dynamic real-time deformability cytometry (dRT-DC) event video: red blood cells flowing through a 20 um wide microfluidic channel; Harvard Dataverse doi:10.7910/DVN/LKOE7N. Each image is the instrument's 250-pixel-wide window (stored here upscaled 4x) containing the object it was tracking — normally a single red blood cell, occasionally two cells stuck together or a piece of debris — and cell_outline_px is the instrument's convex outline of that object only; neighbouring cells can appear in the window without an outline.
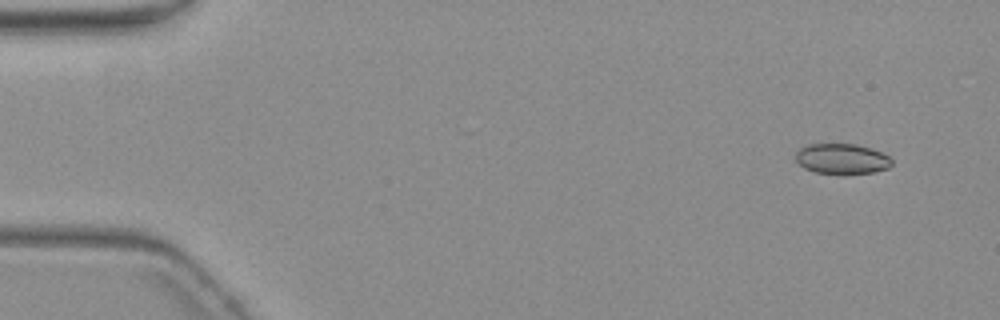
{"species": "common noctule bat (a hibernating species)", "species_latin": "Nyctalus noctula", "temperature_condition": "warm", "stored_images_in_passage": 6, "camera_frame_rate_fps": 3000, "um_per_image_px": 0.085, "animal": {"sex": "female", "body_mass_g": 19.3, "forearm_length_mm": 54.1}, "frame": {"image": 1, "passage_image": 2, "time_ms": 1.333, "image_size_px": [1000, 320], "cell_outline_px": [[892, 164], [888, 168], [872, 172], [844, 176], [816, 172], [804, 168], [796, 160], [796, 152], [800, 148], [808, 144], [856, 144], [872, 148], [888, 156], [892, 160]], "centroid_in_image_um": [71.57, 13.52], "position_along_channel_um": 13.4, "area_um2": 17.34}}
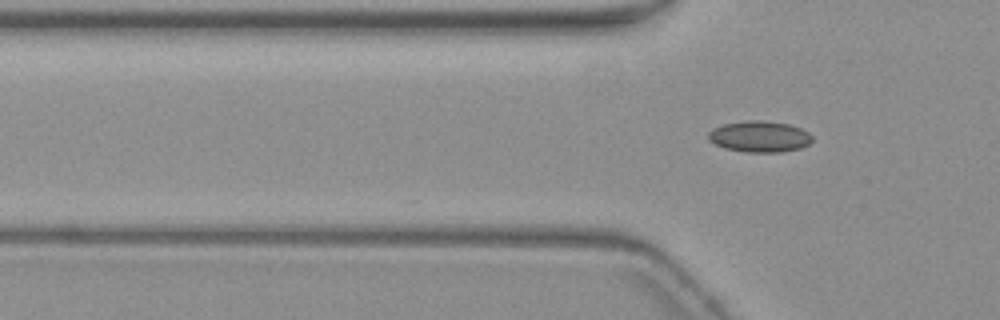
{"frame": {"image": 2, "passage_image": 6, "time_ms": 6.0, "image_size_px": [1000, 320], "cell_outline_px": [[812, 140], [808, 144], [800, 148], [780, 152], [744, 152], [724, 148], [708, 140], [708, 132], [712, 128], [724, 124], [748, 120], [760, 120], [788, 124], [800, 128], [808, 132], [812, 136]], "centroid_in_image_um": [64.54, 11.61], "position_along_channel_um": 61.3, "area_um2": 18.84}}